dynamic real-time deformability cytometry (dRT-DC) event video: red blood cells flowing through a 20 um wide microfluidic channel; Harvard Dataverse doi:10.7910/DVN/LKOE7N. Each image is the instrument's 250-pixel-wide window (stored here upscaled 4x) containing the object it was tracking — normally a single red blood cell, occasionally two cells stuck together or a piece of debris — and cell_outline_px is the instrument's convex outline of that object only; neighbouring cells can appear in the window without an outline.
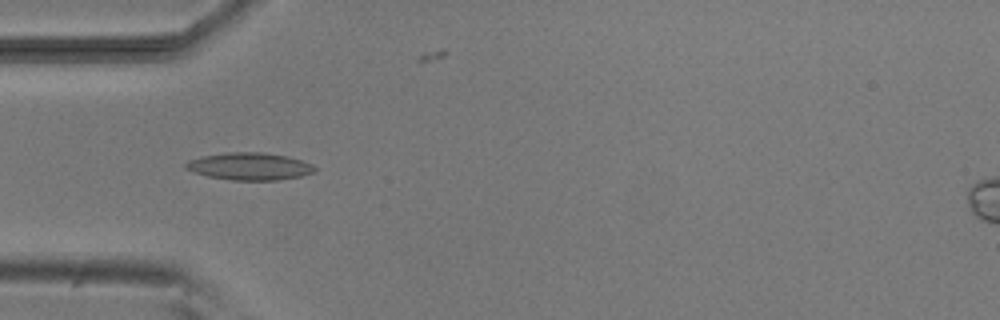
{"species": "common noctule bat (a hibernating species)", "species_latin": "Nyctalus noctula", "temperature_condition": "room temperature", "stored_images_in_passage": 8, "camera_frame_rate_fps": 3000, "um_per_image_px": 0.085, "animal": {"sex": "male", "body_mass_g": 20.5, "forearm_length_mm": 52.5}, "frame": {"image": 1, "passage_image": 3, "time_ms": 3.0, "image_size_px": [1000, 320], "cell_outline_px": [[316, 172], [300, 176], [276, 180], [232, 180], [208, 176], [192, 172], [184, 168], [184, 164], [188, 160], [204, 156], [224, 152], [260, 152], [288, 156], [312, 164], [316, 168]], "centroid_in_image_um": [21.19, 14.14], "position_along_channel_um": 63.8, "area_um2": 20.58}}
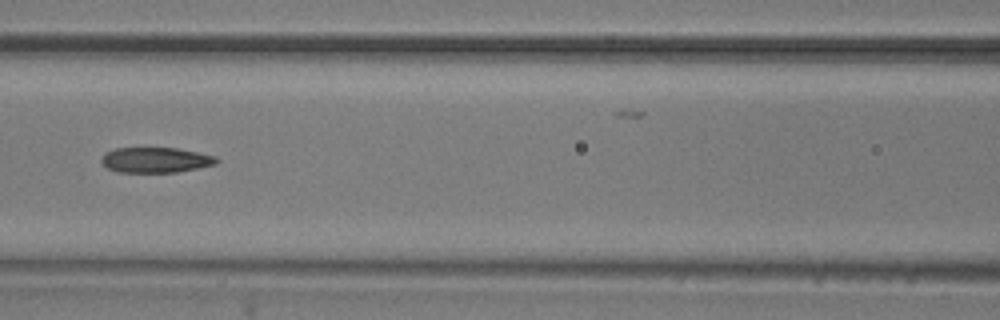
{"frame": {"image": 2, "passage_image": 5, "time_ms": 5.333, "image_size_px": [1000, 320], "cell_outline_px": [[220, 160], [216, 164], [176, 172], [116, 172], [108, 168], [100, 160], [104, 152], [116, 148], [176, 148], [216, 156]], "centroid_in_image_um": [13.21, 13.59], "position_along_channel_um": 153.4, "area_um2": 16.94}}
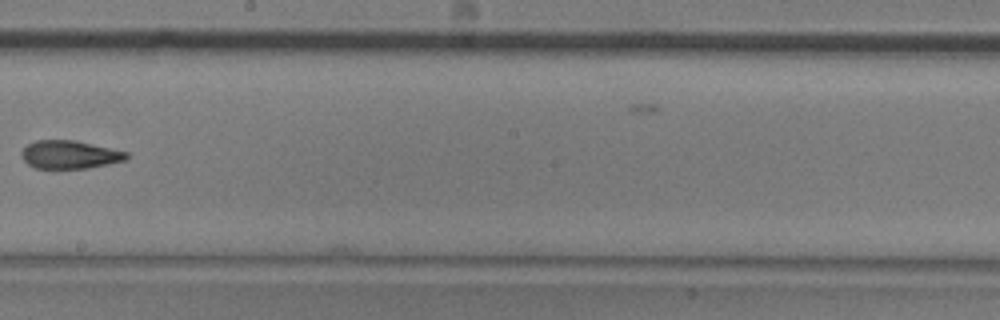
{"frame": {"image": 3, "passage_image": 7, "time_ms": 7.667, "image_size_px": [1000, 320], "cell_outline_px": [[128, 160], [88, 168], [36, 168], [28, 164], [20, 156], [20, 152], [28, 144], [36, 140], [76, 140], [128, 152]], "centroid_in_image_um": [5.93, 13.14], "position_along_channel_um": 242.3, "area_um2": 17.28}}